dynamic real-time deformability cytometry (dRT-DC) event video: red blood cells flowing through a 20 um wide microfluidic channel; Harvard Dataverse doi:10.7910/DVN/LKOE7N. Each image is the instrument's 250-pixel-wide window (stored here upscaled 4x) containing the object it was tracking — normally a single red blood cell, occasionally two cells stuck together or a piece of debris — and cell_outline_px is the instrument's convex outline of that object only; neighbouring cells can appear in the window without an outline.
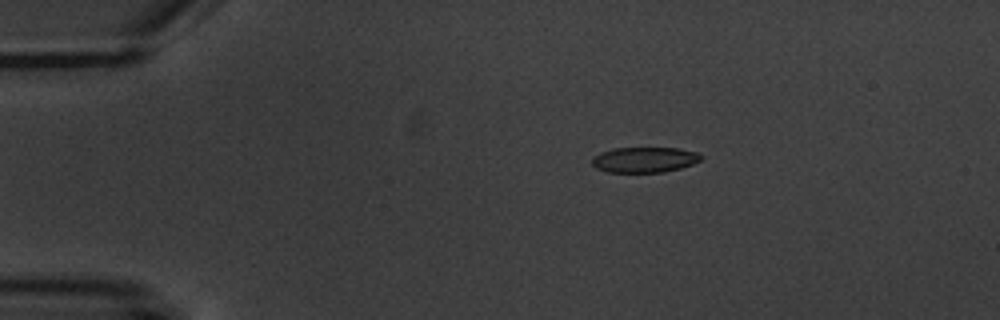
{"species": "common noctule bat (a hibernating species)", "species_latin": "Nyctalus noctula", "temperature_condition": "warm", "stored_images_in_passage": 4, "camera_frame_rate_fps": 3000, "um_per_image_px": 0.085, "animal": {"sex": "male", "body_mass_g": 20.1, "forearm_length_mm": 53.5}, "frame": {"image": 1, "passage_image": 1, "time_ms": 0.0, "image_size_px": [1000, 320], "cell_outline_px": [[704, 156], [700, 160], [692, 164], [680, 168], [664, 172], [608, 172], [596, 168], [592, 164], [592, 160], [600, 152], [612, 148], [680, 148], [696, 152]], "centroid_in_image_um": [54.79, 13.57], "position_along_channel_um": 30.2, "area_um2": 16.13}}